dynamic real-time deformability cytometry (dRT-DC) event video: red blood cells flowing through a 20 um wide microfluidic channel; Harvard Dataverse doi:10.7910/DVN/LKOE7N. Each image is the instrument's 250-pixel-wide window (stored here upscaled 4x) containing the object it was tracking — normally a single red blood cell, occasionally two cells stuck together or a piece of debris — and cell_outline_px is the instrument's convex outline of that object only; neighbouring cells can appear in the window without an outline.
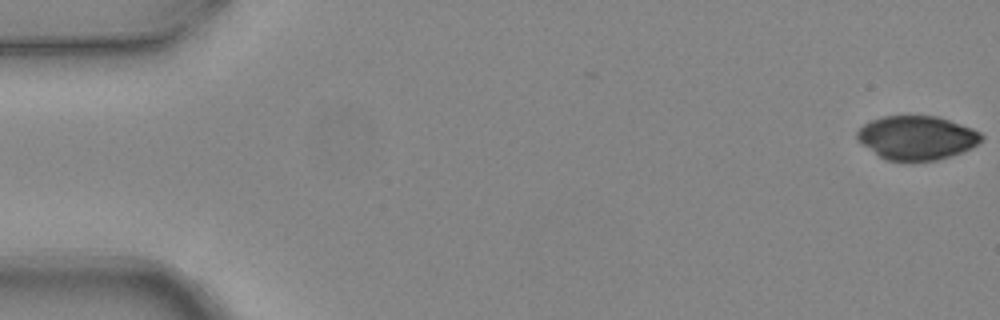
{"species": "common noctule bat (a hibernating species)", "species_latin": "Nyctalus noctula", "temperature_condition": "warm", "stored_images_in_passage": 2, "camera_frame_rate_fps": 3000, "um_per_image_px": 0.085, "animal": {"sex": "female", "body_mass_g": 24.6, "forearm_length_mm": 56.2}, "frame": {"image": 1, "passage_image": 2, "time_ms": 0.333, "image_size_px": [1000, 320], "cell_outline_px": [[984, 136], [972, 148], [952, 156], [936, 160], [884, 160], [860, 144], [856, 140], [856, 132], [864, 124], [872, 120], [884, 116], [936, 116], [972, 128], [980, 132]], "centroid_in_image_um": [77.89, 11.71], "position_along_channel_um": 7.1, "area_um2": 31.73}}